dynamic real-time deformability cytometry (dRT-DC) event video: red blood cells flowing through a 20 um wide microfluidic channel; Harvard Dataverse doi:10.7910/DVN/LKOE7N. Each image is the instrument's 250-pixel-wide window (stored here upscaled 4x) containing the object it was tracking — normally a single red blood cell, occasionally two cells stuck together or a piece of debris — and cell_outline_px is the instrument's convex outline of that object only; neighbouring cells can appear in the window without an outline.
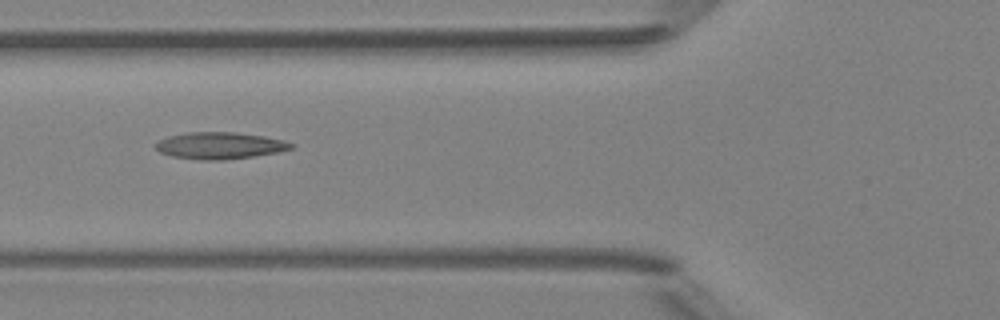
{"species": "Egyptian fruit bat (a non-hibernating species)", "species_latin": "Rousettus aegyptiacus", "temperature_condition": "room temperature", "stored_images_in_passage": 6, "camera_frame_rate_fps": 3000, "um_per_image_px": 0.085, "animal": {"sex": "female"}, "frame": {"image": 1, "passage_image": 6, "time_ms": 5.667, "image_size_px": [1000, 320], "cell_outline_px": [[296, 144], [292, 148], [280, 152], [224, 160], [200, 160], [172, 156], [160, 152], [152, 144], [168, 136], [188, 132], [236, 132], [264, 136], [284, 140]], "centroid_in_image_um": [18.69, 12.37], "position_along_channel_um": 107.1, "area_um2": 21.27}}